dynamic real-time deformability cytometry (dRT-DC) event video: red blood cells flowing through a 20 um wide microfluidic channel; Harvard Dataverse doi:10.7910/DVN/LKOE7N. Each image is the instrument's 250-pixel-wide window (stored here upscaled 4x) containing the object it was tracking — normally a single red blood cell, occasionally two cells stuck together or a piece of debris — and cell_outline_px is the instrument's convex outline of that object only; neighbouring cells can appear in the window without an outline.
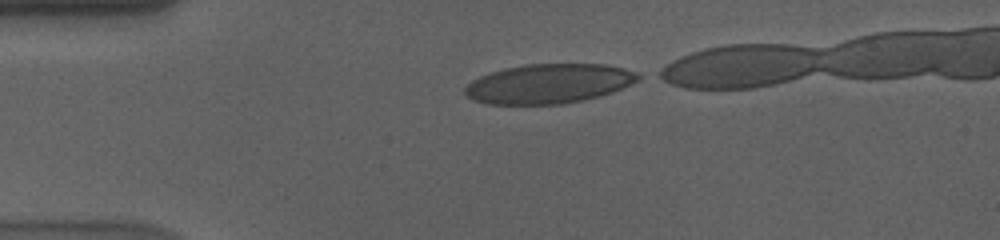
{"species": "human", "species_latin": "Homo sapiens", "temperature_condition": "cold", "stored_images_in_passage": 35, "camera_frame_rate_fps": 3000, "um_per_image_px": 0.085, "donor": {"sex": "male"}, "frame": {"image": 1, "passage_image": 1, "time_ms": 0.0, "image_size_px": [1000, 240], "cell_outline_px": [[644, 76], [640, 80], [612, 92], [600, 96], [584, 100], [564, 104], [488, 104], [472, 100], [464, 92], [464, 88], [472, 80], [480, 76], [504, 68], [528, 64], [604, 64], [624, 68], [636, 72]], "centroid_in_image_um": [46.67, 7.11], "position_along_channel_um": 38.3, "area_um2": 40.0}}
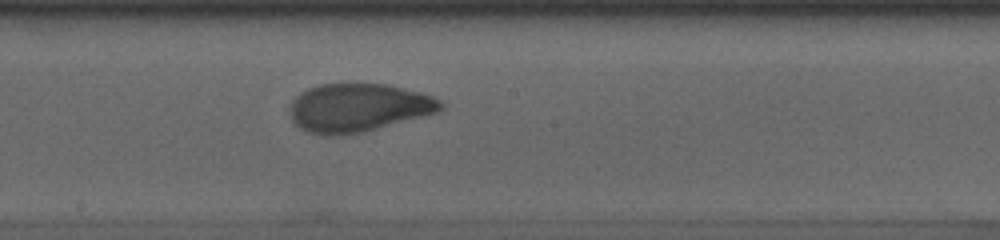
{"frame": {"image": 2, "passage_image": 19, "time_ms": 6.0, "image_size_px": [1000, 240], "cell_outline_px": [[444, 108], [440, 112], [364, 132], [340, 136], [324, 136], [308, 132], [292, 124], [288, 116], [288, 108], [292, 100], [300, 92], [308, 88], [320, 84], [388, 84], [420, 92], [432, 96], [440, 100], [444, 104]], "centroid_in_image_um": [30.41, 9.17], "position_along_channel_um": 217.8, "area_um2": 43.29}}
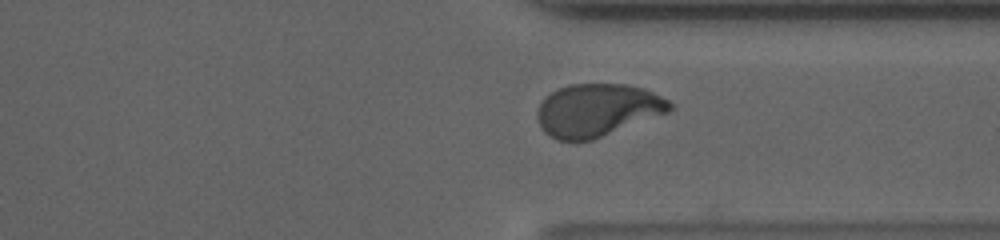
{"frame": {"image": 3, "passage_image": 31, "time_ms": 10.0, "image_size_px": [1000, 240], "cell_outline_px": [[672, 108], [668, 112], [592, 140], [556, 140], [544, 132], [540, 128], [536, 116], [536, 112], [544, 96], [568, 84], [624, 84], [644, 88], [668, 100], [672, 104]], "centroid_in_image_um": [50.73, 9.36], "position_along_channel_um": 360.7, "area_um2": 40.58}}